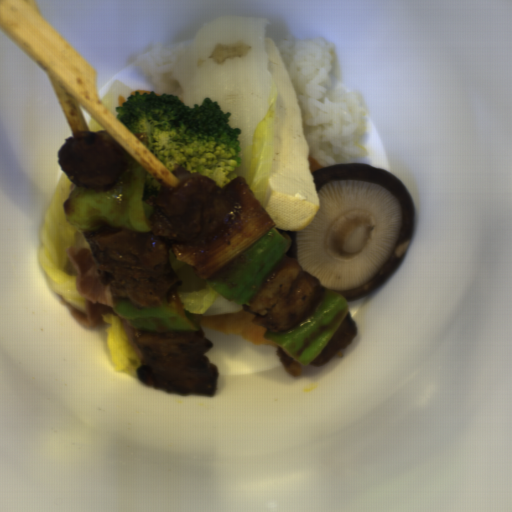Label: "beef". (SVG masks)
Here are the masks:
<instances>
[{
  "instance_id": "beef-1",
  "label": "beef",
  "mask_w": 512,
  "mask_h": 512,
  "mask_svg": "<svg viewBox=\"0 0 512 512\" xmlns=\"http://www.w3.org/2000/svg\"><path fill=\"white\" fill-rule=\"evenodd\" d=\"M65 254L68 261L66 271L75 276L76 289L85 303V312L70 309L71 319L84 327L105 324L103 316L106 313H115L113 308L120 297H115L110 284L102 281V274L91 248H67Z\"/></svg>"
},
{
  "instance_id": "beef-2",
  "label": "beef",
  "mask_w": 512,
  "mask_h": 512,
  "mask_svg": "<svg viewBox=\"0 0 512 512\" xmlns=\"http://www.w3.org/2000/svg\"><path fill=\"white\" fill-rule=\"evenodd\" d=\"M121 322H122V328L125 332V335L128 339V342L130 344V347H131L133 353L137 356V358L140 361H143L144 357H143L142 350L132 341L133 332H134L135 327L130 326L127 319L123 318L122 316H121Z\"/></svg>"
}]
</instances>
